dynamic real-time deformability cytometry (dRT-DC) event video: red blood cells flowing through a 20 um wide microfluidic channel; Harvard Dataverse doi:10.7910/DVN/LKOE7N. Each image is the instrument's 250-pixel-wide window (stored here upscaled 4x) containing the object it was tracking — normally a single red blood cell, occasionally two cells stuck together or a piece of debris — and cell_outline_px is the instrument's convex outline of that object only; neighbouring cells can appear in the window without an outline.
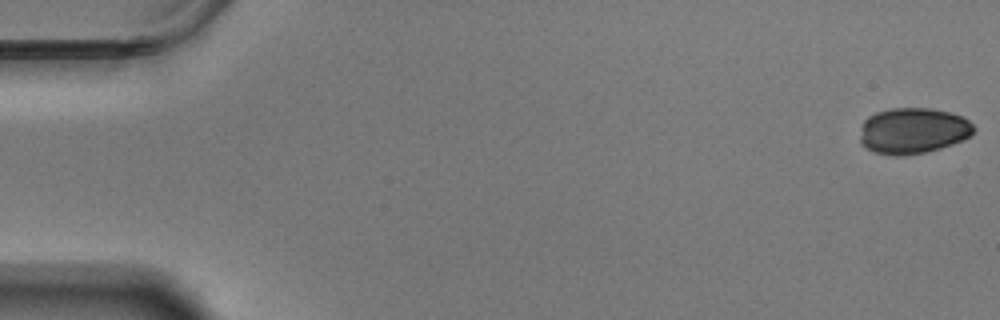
{"species": "Egyptian fruit bat (a non-hibernating species)", "species_latin": "Rousettus aegyptiacus", "temperature_condition": "warm", "stored_images_in_passage": 54, "camera_frame_rate_fps": 3000, "um_per_image_px": 0.085, "animal": {"sex": "male"}, "frame": {"image": 1, "passage_image": 1, "time_ms": 0.0, "image_size_px": [1000, 320], "cell_outline_px": [[976, 128], [964, 140], [940, 148], [924, 152], [904, 156], [896, 156], [876, 152], [860, 144], [860, 124], [868, 116], [876, 112], [892, 108], [932, 108], [964, 116]], "centroid_in_image_um": [77.58, 11.1], "position_along_channel_um": 7.4, "area_um2": 30.63}}
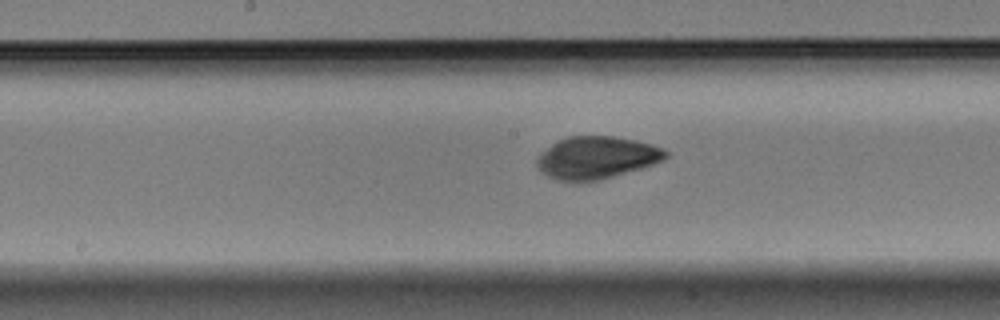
{"frame": {"image": 2, "passage_image": 30, "time_ms": 9.667, "image_size_px": [1000, 320], "cell_outline_px": [[668, 156], [664, 160], [640, 168], [600, 180], [576, 184], [556, 180], [540, 172], [536, 164], [536, 160], [540, 152], [552, 144], [568, 136], [612, 136], [636, 140], [652, 144], [664, 148], [668, 152]], "centroid_in_image_um": [50.67, 13.42], "position_along_channel_um": 197.5, "area_um2": 32.25}}
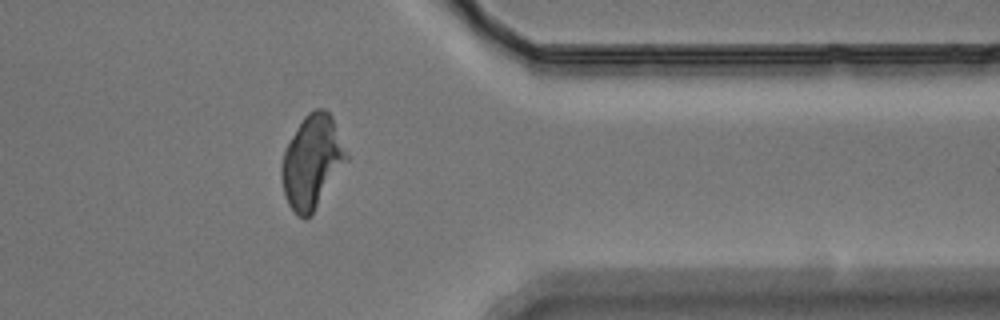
{"frame": {"image": 3, "passage_image": 47, "time_ms": 15.333, "image_size_px": [1000, 320], "cell_outline_px": [[348, 160], [312, 216], [304, 220], [288, 204], [284, 192], [280, 172], [280, 164], [284, 148], [304, 116], [308, 112], [316, 108], [324, 108], [328, 112], [332, 120], [348, 156]], "centroid_in_image_um": [26.49, 13.79], "position_along_channel_um": 384.9, "area_um2": 35.03}}